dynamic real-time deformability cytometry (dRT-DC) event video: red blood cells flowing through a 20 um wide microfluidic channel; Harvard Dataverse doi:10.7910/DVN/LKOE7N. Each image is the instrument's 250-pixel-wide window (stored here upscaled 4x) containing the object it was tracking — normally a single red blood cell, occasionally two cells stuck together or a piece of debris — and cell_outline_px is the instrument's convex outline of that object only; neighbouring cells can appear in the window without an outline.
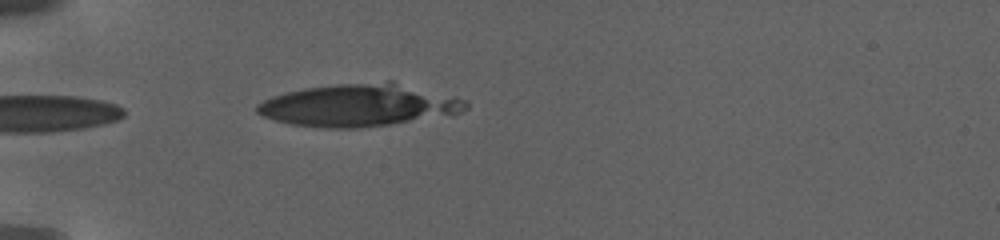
{"species": "human", "species_latin": "Homo sapiens", "temperature_condition": "warm", "stored_images_in_passage": 7, "camera_frame_rate_fps": 3000, "um_per_image_px": 0.085, "donor": {"sex": "female"}, "frame": {"image": 1, "passage_image": 1, "time_ms": 0.0, "image_size_px": [1000, 240], "cell_outline_px": [[468, 108], [460, 112], [392, 124], [360, 128], [328, 128], [292, 124], [276, 120], [264, 116], [256, 112], [256, 104], [272, 96], [304, 88], [336, 84], [388, 80], [392, 80], [468, 100]], "centroid_in_image_um": [30.52, 8.92], "position_along_channel_um": 54.5, "area_um2": 51.5}}